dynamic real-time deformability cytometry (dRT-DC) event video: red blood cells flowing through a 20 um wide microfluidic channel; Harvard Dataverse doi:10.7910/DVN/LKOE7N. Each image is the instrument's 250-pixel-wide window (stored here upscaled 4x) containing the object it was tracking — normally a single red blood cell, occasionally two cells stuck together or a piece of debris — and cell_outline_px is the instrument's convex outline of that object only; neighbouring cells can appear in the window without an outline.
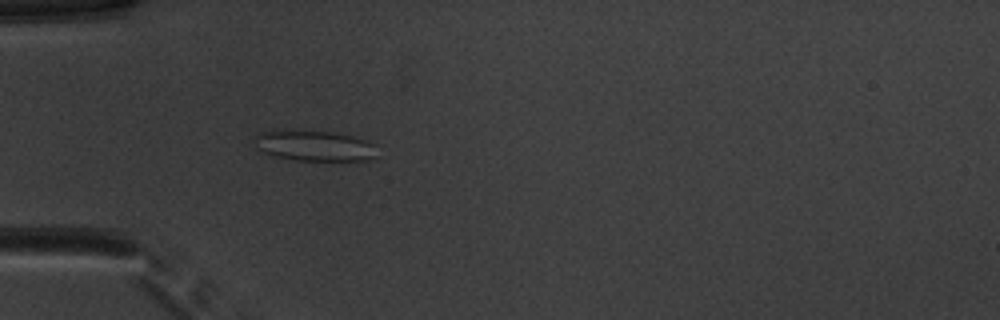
{"species": "common noctule bat (a hibernating species)", "species_latin": "Nyctalus noctula", "temperature_condition": "warm", "stored_images_in_passage": 51, "camera_frame_rate_fps": 3000, "um_per_image_px": 0.085, "animal": {"sex": "male", "body_mass_g": 20.1, "forearm_length_mm": 53.5}, "frame": {"image": 1, "passage_image": 16, "time_ms": 5.0, "image_size_px": [1000, 320], "cell_outline_px": [[376, 156], [368, 160], [296, 160], [276, 156], [264, 152], [256, 148], [252, 140], [260, 132], [284, 128], [332, 132], [352, 136], [368, 140], [376, 144]], "centroid_in_image_um": [26.69, 12.35], "position_along_channel_um": 58.3, "area_um2": 22.37}}
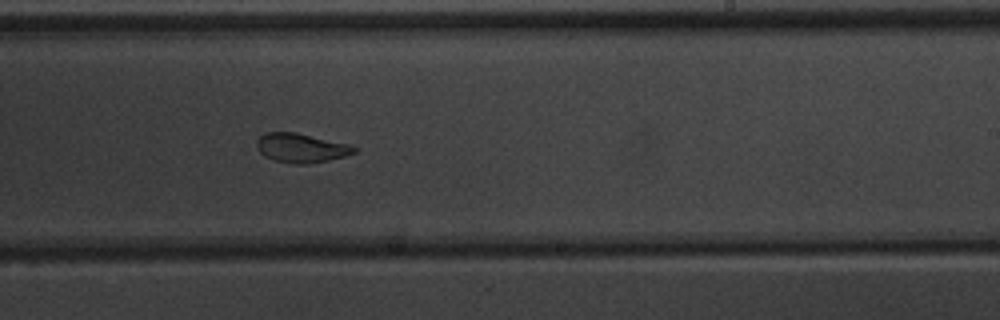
{"frame": {"image": 2, "passage_image": 32, "time_ms": 10.333, "image_size_px": [1000, 320], "cell_outline_px": [[356, 152], [344, 156], [328, 160], [304, 164], [292, 164], [276, 160], [264, 156], [256, 148], [256, 140], [264, 132], [296, 132], [352, 144], [356, 148]], "centroid_in_image_um": [25.59, 12.56], "position_along_channel_um": 263.4, "area_um2": 16.7}}
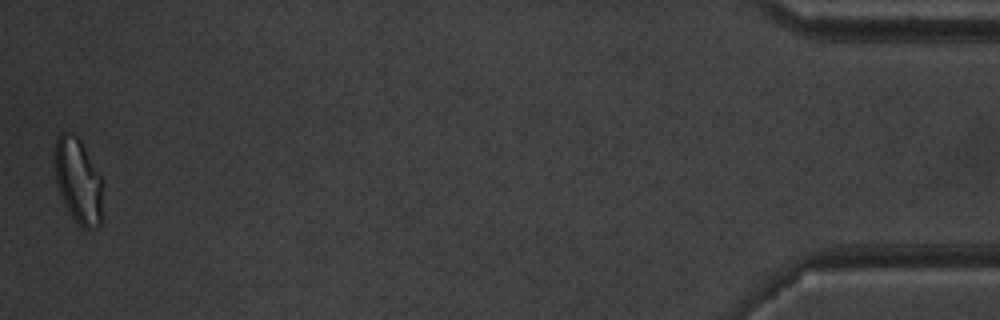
{"frame": {"image": 3, "passage_image": 51, "time_ms": 16.667, "image_size_px": [1000, 320], "cell_outline_px": [[104, 220], [96, 228], [84, 228], [72, 216], [64, 204], [56, 184], [52, 156], [52, 152], [56, 140], [60, 132], [64, 132], [76, 136], [80, 140], [100, 176]], "centroid_in_image_um": [6.62, 15.38], "position_along_channel_um": 428.6, "area_um2": 24.1}, "authors_computed_cell_mechanics": {"area_um2": 20.6924, "velocity_mm_per_s": 3.9563, "shape_relaxation_time_tau1_ms": null, "shape_relaxation_time_tau2_ms": 1.6153, "deformation_change_tau1": null, "deformation_change_tau2": 0.0903}}